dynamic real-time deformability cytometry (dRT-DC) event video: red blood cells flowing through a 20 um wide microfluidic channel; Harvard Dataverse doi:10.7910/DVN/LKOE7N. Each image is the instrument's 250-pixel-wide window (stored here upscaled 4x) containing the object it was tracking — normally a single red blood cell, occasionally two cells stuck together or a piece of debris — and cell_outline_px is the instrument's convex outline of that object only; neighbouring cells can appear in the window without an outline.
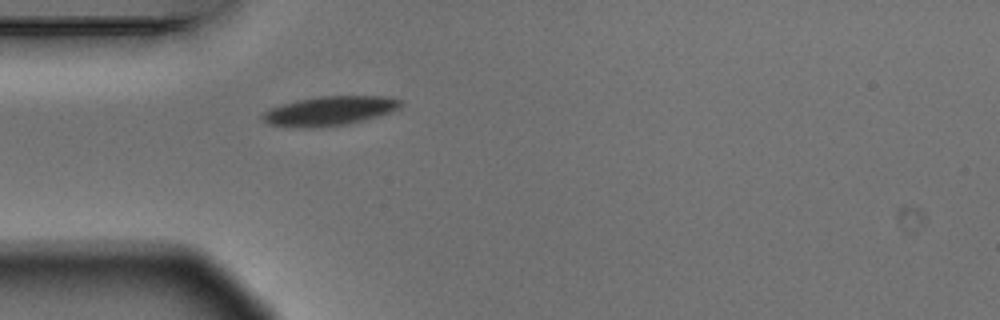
{"species": "Egyptian fruit bat (a non-hibernating species)", "species_latin": "Rousettus aegyptiacus", "temperature_condition": "warm", "stored_images_in_passage": 1, "camera_frame_rate_fps": 3000, "um_per_image_px": 0.085, "animal": {"sex": "male"}, "frame": {"image": 1, "passage_image": 1, "time_ms": 0.0, "image_size_px": [1000, 320], "cell_outline_px": [[404, 104], [400, 108], [392, 112], [364, 120], [348, 124], [312, 128], [296, 128], [268, 124], [260, 116], [264, 112], [272, 108], [296, 100], [320, 96], [384, 96], [404, 100]], "centroid_in_image_um": [28.06, 9.43], "position_along_channel_um": 56.9, "area_um2": 23.76}}